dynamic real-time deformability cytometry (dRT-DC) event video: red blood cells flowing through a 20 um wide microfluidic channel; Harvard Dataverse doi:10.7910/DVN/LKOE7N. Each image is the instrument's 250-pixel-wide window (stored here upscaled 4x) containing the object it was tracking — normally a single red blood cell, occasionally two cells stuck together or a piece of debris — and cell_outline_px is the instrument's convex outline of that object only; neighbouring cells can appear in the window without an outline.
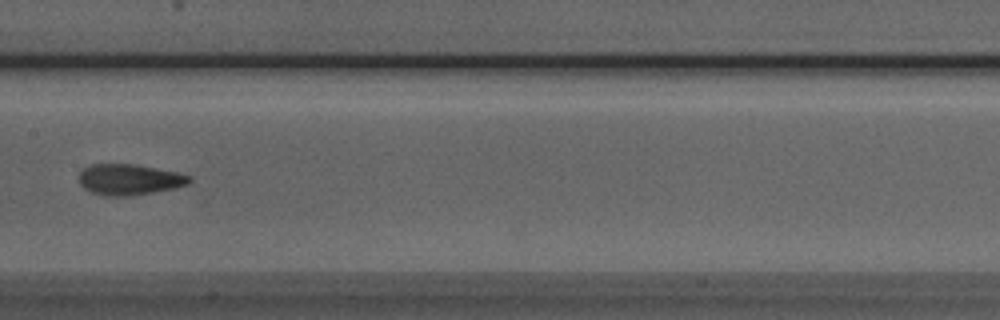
{"species": "Egyptian fruit bat (a non-hibernating species)", "species_latin": "Rousettus aegyptiacus", "temperature_condition": "room temperature", "stored_images_in_passage": 7, "camera_frame_rate_fps": 3000, "um_per_image_px": 0.085, "animal": {"sex": "male"}, "frame": {"image": 1, "passage_image": 7, "time_ms": 7.0, "image_size_px": [1000, 320], "cell_outline_px": [[192, 180], [188, 184], [172, 188], [152, 192], [128, 196], [108, 196], [92, 192], [84, 188], [80, 184], [80, 172], [84, 168], [92, 164], [136, 164], [180, 172], [192, 176]], "centroid_in_image_um": [11.03, 15.24], "position_along_channel_um": 196.4, "area_um2": 19.83}}